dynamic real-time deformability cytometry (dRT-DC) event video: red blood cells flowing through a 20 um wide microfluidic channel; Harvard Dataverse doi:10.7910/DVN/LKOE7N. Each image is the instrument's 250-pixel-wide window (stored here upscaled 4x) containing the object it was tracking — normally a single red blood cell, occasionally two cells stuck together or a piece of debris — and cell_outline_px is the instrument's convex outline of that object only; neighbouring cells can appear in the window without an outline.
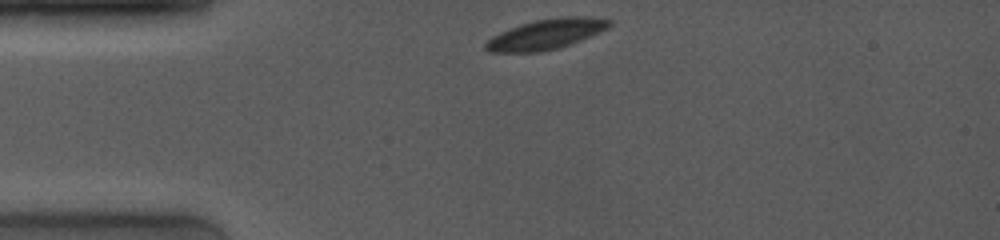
{"species": "common noctule bat (a hibernating species)", "species_latin": "Nyctalus noctula", "temperature_condition": "room temperature", "stored_images_in_passage": 33, "camera_frame_rate_fps": 4000, "um_per_image_px": 0.085, "animal": {"sex": "female", "body_mass_g": 19.0, "forearm_length_mm": 53.3}, "frame": {"image": 1, "passage_image": 1, "time_ms": 0.0, "image_size_px": [1000, 240], "cell_outline_px": [[612, 24], [608, 28], [600, 32], [572, 44], [560, 48], [540, 52], [488, 52], [484, 48], [484, 44], [492, 36], [500, 32], [520, 24], [536, 20], [560, 16], [588, 16], [612, 20]], "centroid_in_image_um": [46.44, 2.9], "position_along_channel_um": 38.6, "area_um2": 22.02}}
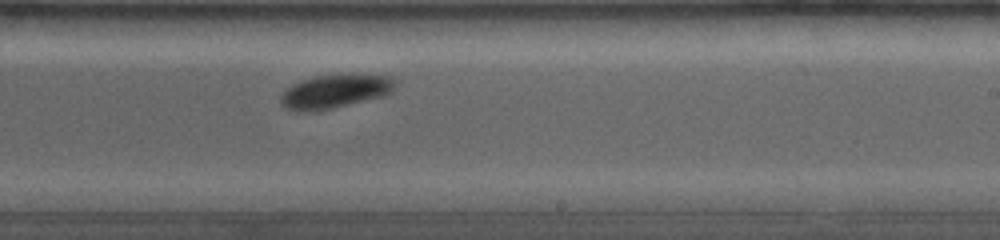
{"frame": {"image": 2, "passage_image": 21, "time_ms": 6.5, "image_size_px": [1000, 240], "cell_outline_px": [[396, 80], [392, 92], [380, 96], [332, 108], [312, 112], [296, 112], [288, 108], [280, 100], [280, 96], [292, 84], [316, 76], [392, 76]], "centroid_in_image_um": [28.43, 7.8], "position_along_channel_um": 260.6, "area_um2": 21.56}}
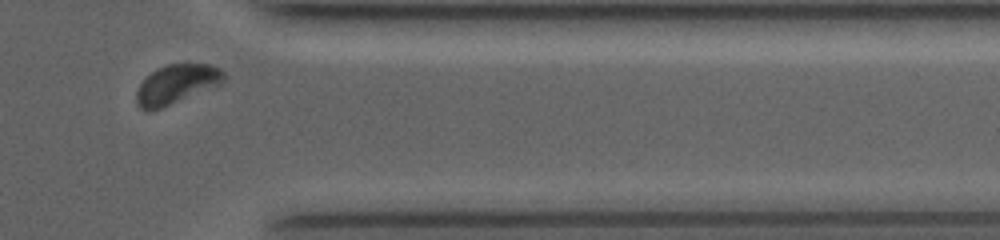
{"frame": {"image": 3, "passage_image": 30, "time_ms": 10.0, "image_size_px": [1000, 240], "cell_outline_px": [[228, 76], [220, 84], [160, 108], [148, 112], [140, 108], [136, 104], [136, 92], [140, 84], [156, 68], [168, 64], [208, 64], [220, 68]], "centroid_in_image_um": [15.0, 7.15], "position_along_channel_um": 396.4, "area_um2": 19.77}, "authors_computed_cell_mechanics": {"area_um2": 22.1952, "velocity_mm_per_s": 3.9006, "shape_relaxation_time_tau1_ms": 0.9449, "shape_relaxation_time_tau2_ms": 4.8824, "deformation_change_tau1": 0.0686, "deformation_change_tau2": 0.0708}}